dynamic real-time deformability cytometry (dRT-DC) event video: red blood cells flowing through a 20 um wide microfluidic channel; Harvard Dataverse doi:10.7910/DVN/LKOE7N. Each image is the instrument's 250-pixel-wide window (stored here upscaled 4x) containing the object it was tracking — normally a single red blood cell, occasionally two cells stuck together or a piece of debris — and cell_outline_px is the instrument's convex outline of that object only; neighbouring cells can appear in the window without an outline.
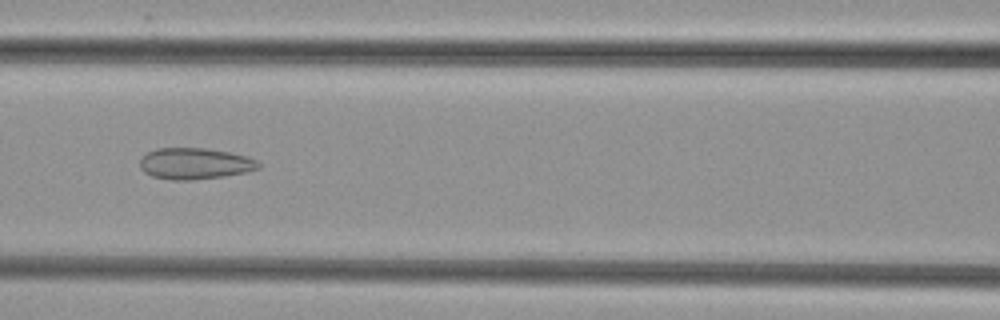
{"species": "common noctule bat (a hibernating species)", "species_latin": "Nyctalus noctula", "temperature_condition": "cold", "stored_images_in_passage": 37, "camera_frame_rate_fps": 3000, "um_per_image_px": 0.085, "animal": {"sex": "female", "body_mass_g": 29.2, "forearm_length_mm": 56.3}, "frame": {"image": 1, "passage_image": 15, "time_ms": 4.667, "image_size_px": [1000, 320], "cell_outline_px": [[260, 168], [248, 172], [224, 176], [192, 180], [172, 180], [152, 176], [144, 172], [140, 168], [140, 156], [156, 148], [208, 148], [248, 156], [256, 160], [260, 164]], "centroid_in_image_um": [16.56, 13.9], "position_along_channel_um": 150.0, "area_um2": 21.85}}
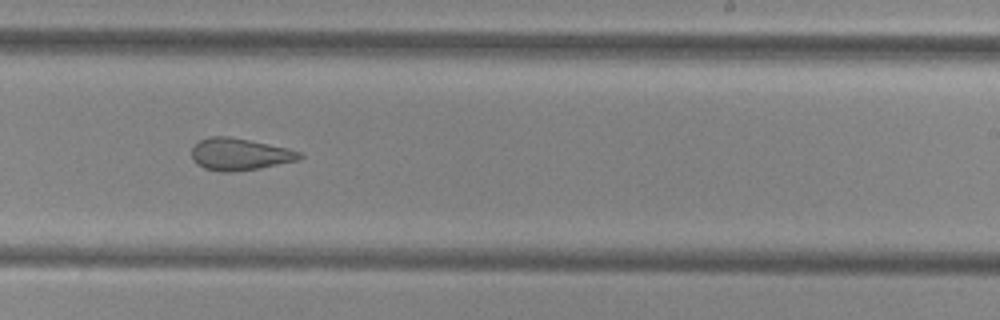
{"frame": {"image": 2, "passage_image": 24, "time_ms": 7.667, "image_size_px": [1000, 320], "cell_outline_px": [[304, 156], [296, 160], [260, 168], [232, 172], [220, 172], [204, 168], [196, 164], [192, 160], [192, 148], [200, 140], [208, 136], [228, 136], [288, 148], [300, 152]], "centroid_in_image_um": [20.33, 13.11], "position_along_channel_um": 268.7, "area_um2": 20.06}}
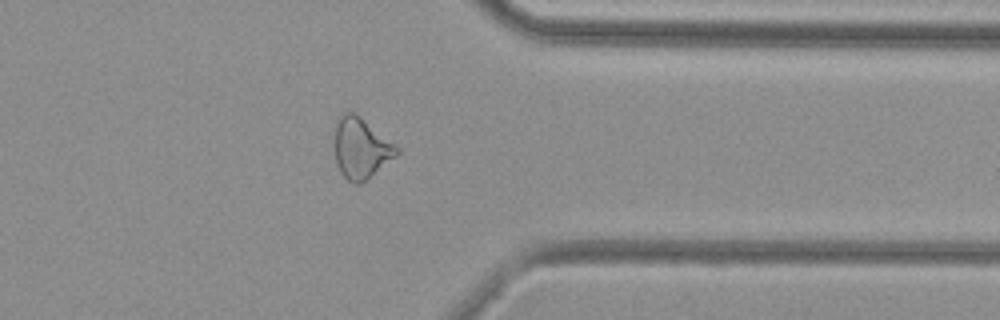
{"frame": {"image": 3, "passage_image": 33, "time_ms": 10.667, "image_size_px": [1000, 320], "cell_outline_px": [[400, 152], [396, 156], [364, 180], [356, 184], [352, 184], [340, 172], [336, 164], [332, 144], [336, 120], [344, 112], [352, 112], [360, 116], [400, 148]], "centroid_in_image_um": [30.62, 12.57], "position_along_channel_um": 380.8, "area_um2": 22.14}}